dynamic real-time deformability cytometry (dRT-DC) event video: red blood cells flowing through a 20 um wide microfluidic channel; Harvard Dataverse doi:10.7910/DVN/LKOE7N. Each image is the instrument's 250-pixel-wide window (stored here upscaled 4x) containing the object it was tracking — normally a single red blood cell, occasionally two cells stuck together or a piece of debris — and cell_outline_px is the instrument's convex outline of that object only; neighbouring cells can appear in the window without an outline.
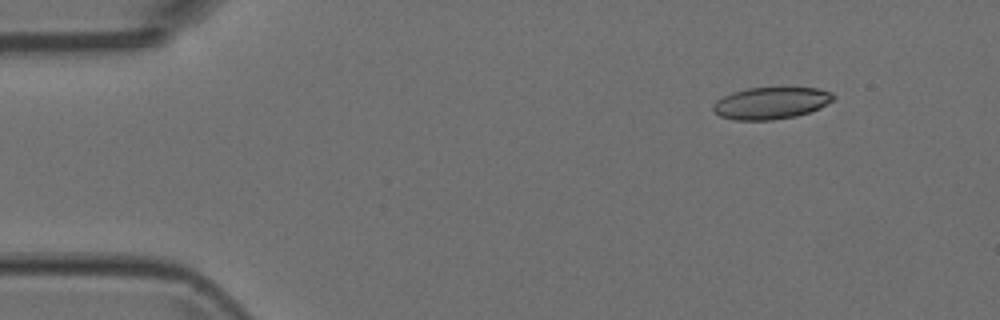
{"species": "Egyptian fruit bat (a non-hibernating species)", "species_latin": "Rousettus aegyptiacus", "temperature_condition": "room temperature", "stored_images_in_passage": 4, "camera_frame_rate_fps": 3000, "um_per_image_px": 0.085, "animal": {"sex": "female"}, "frame": {"image": 1, "passage_image": 2, "time_ms": 0.333, "image_size_px": [1000, 320], "cell_outline_px": [[836, 96], [832, 100], [820, 108], [796, 116], [772, 120], [736, 120], [720, 116], [712, 108], [712, 104], [716, 100], [732, 92], [748, 88], [820, 88], [832, 92]], "centroid_in_image_um": [65.53, 8.76], "position_along_channel_um": 19.5, "area_um2": 22.31}}